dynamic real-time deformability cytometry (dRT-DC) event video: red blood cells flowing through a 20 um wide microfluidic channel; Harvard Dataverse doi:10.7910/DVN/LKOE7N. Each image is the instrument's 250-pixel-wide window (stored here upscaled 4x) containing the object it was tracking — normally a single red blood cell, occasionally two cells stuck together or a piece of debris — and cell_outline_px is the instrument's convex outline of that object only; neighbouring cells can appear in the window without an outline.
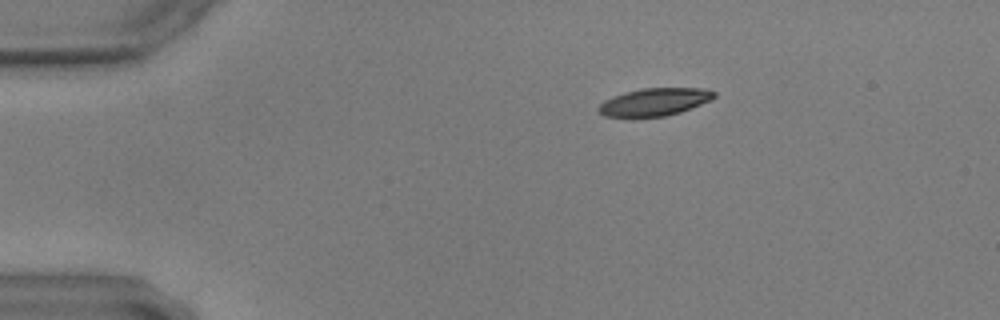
{"species": "common noctule bat (a hibernating species)", "species_latin": "Nyctalus noctula", "temperature_condition": "warm", "stored_images_in_passage": 50, "camera_frame_rate_fps": 3000, "um_per_image_px": 0.085, "animal": {"sex": "male", "body_mass_g": 17.9, "forearm_length_mm": 54.2}, "frame": {"image": 1, "passage_image": 1, "time_ms": 0.0, "image_size_px": [1000, 320], "cell_outline_px": [[716, 96], [700, 104], [680, 112], [664, 116], [604, 116], [596, 108], [604, 100], [612, 96], [624, 92], [640, 88], [704, 88], [716, 92]], "centroid_in_image_um": [55.61, 8.64], "position_along_channel_um": 29.4, "area_um2": 18.38}}
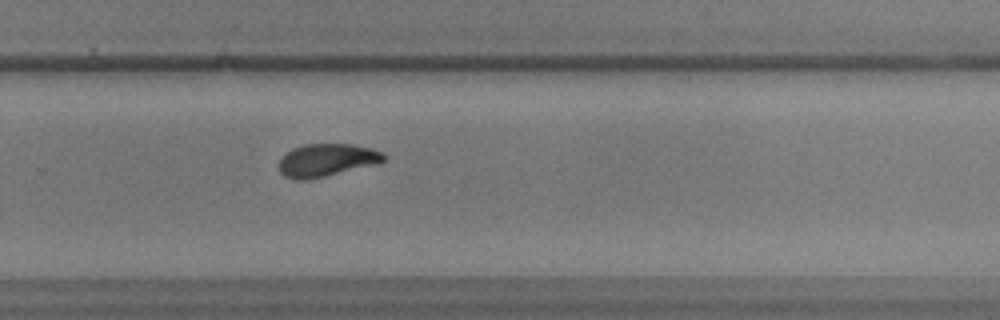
{"frame": {"image": 2, "passage_image": 30, "time_ms": 9.667, "image_size_px": [1000, 320], "cell_outline_px": [[384, 160], [380, 164], [324, 176], [304, 180], [292, 180], [284, 176], [280, 172], [280, 160], [292, 148], [304, 144], [352, 144], [372, 148], [380, 152], [384, 156]], "centroid_in_image_um": [27.78, 13.61], "position_along_channel_um": 302.0, "area_um2": 19.94}}
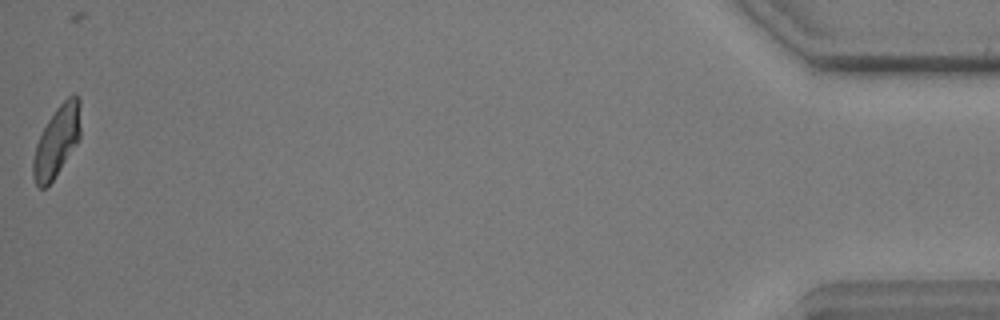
{"frame": {"image": 3, "passage_image": 49, "time_ms": 16.0, "image_size_px": [1000, 320], "cell_outline_px": [[80, 136], [76, 144], [52, 180], [44, 188], [40, 188], [36, 184], [32, 176], [32, 160], [36, 144], [48, 120], [56, 108], [68, 96], [76, 92], [80, 96]], "centroid_in_image_um": [4.83, 11.96], "position_along_channel_um": 430.4, "area_um2": 19.36}}